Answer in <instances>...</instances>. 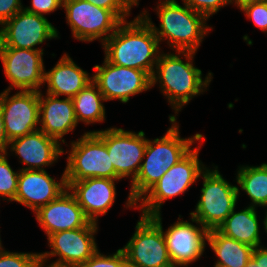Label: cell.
Returning <instances> with one entry per match:
<instances>
[{
	"instance_id": "23",
	"label": "cell",
	"mask_w": 267,
	"mask_h": 267,
	"mask_svg": "<svg viewBox=\"0 0 267 267\" xmlns=\"http://www.w3.org/2000/svg\"><path fill=\"white\" fill-rule=\"evenodd\" d=\"M259 228L256 208L248 206L238 212L234 209L217 230L227 237L256 248L261 246Z\"/></svg>"
},
{
	"instance_id": "7",
	"label": "cell",
	"mask_w": 267,
	"mask_h": 267,
	"mask_svg": "<svg viewBox=\"0 0 267 267\" xmlns=\"http://www.w3.org/2000/svg\"><path fill=\"white\" fill-rule=\"evenodd\" d=\"M64 171L66 182L88 178L116 180L106 144L95 131L85 132L77 141H72Z\"/></svg>"
},
{
	"instance_id": "17",
	"label": "cell",
	"mask_w": 267,
	"mask_h": 267,
	"mask_svg": "<svg viewBox=\"0 0 267 267\" xmlns=\"http://www.w3.org/2000/svg\"><path fill=\"white\" fill-rule=\"evenodd\" d=\"M55 180L45 170H20L13 201L23 204L35 213L68 189L65 171L60 182Z\"/></svg>"
},
{
	"instance_id": "2",
	"label": "cell",
	"mask_w": 267,
	"mask_h": 267,
	"mask_svg": "<svg viewBox=\"0 0 267 267\" xmlns=\"http://www.w3.org/2000/svg\"><path fill=\"white\" fill-rule=\"evenodd\" d=\"M102 45L110 63L140 69L150 76L161 53L157 36L140 14L130 22L123 21Z\"/></svg>"
},
{
	"instance_id": "1",
	"label": "cell",
	"mask_w": 267,
	"mask_h": 267,
	"mask_svg": "<svg viewBox=\"0 0 267 267\" xmlns=\"http://www.w3.org/2000/svg\"><path fill=\"white\" fill-rule=\"evenodd\" d=\"M177 119H169L172 126L166 134L154 140L147 139L144 158L135 180L131 183L126 208L135 207L137 201L176 163L192 149L195 141L205 140L202 134L181 138ZM178 124V125H177ZM192 147V148H191ZM145 157H147L145 159Z\"/></svg>"
},
{
	"instance_id": "13",
	"label": "cell",
	"mask_w": 267,
	"mask_h": 267,
	"mask_svg": "<svg viewBox=\"0 0 267 267\" xmlns=\"http://www.w3.org/2000/svg\"><path fill=\"white\" fill-rule=\"evenodd\" d=\"M0 27V47L43 51L35 46L47 39L59 37L57 29L45 16L28 12L24 8Z\"/></svg>"
},
{
	"instance_id": "10",
	"label": "cell",
	"mask_w": 267,
	"mask_h": 267,
	"mask_svg": "<svg viewBox=\"0 0 267 267\" xmlns=\"http://www.w3.org/2000/svg\"><path fill=\"white\" fill-rule=\"evenodd\" d=\"M97 223L89 222L85 227L55 232L47 237L50 252L39 253L40 261L46 263L50 257L59 258L49 265L57 267H78L85 263L97 251L94 234Z\"/></svg>"
},
{
	"instance_id": "34",
	"label": "cell",
	"mask_w": 267,
	"mask_h": 267,
	"mask_svg": "<svg viewBox=\"0 0 267 267\" xmlns=\"http://www.w3.org/2000/svg\"><path fill=\"white\" fill-rule=\"evenodd\" d=\"M23 9L21 0H0V25Z\"/></svg>"
},
{
	"instance_id": "19",
	"label": "cell",
	"mask_w": 267,
	"mask_h": 267,
	"mask_svg": "<svg viewBox=\"0 0 267 267\" xmlns=\"http://www.w3.org/2000/svg\"><path fill=\"white\" fill-rule=\"evenodd\" d=\"M9 148L19 156L20 163L28 166L20 170H45L46 166L57 162L64 153L61 143L41 130L11 140L8 144Z\"/></svg>"
},
{
	"instance_id": "21",
	"label": "cell",
	"mask_w": 267,
	"mask_h": 267,
	"mask_svg": "<svg viewBox=\"0 0 267 267\" xmlns=\"http://www.w3.org/2000/svg\"><path fill=\"white\" fill-rule=\"evenodd\" d=\"M39 91V130L65 143L64 135L73 131L78 122L75 116L72 98L59 99L46 93V97ZM41 118V119H40ZM63 138V139H62Z\"/></svg>"
},
{
	"instance_id": "37",
	"label": "cell",
	"mask_w": 267,
	"mask_h": 267,
	"mask_svg": "<svg viewBox=\"0 0 267 267\" xmlns=\"http://www.w3.org/2000/svg\"><path fill=\"white\" fill-rule=\"evenodd\" d=\"M262 1H265V0H231V2L235 3V5L239 8L249 3L262 2Z\"/></svg>"
},
{
	"instance_id": "14",
	"label": "cell",
	"mask_w": 267,
	"mask_h": 267,
	"mask_svg": "<svg viewBox=\"0 0 267 267\" xmlns=\"http://www.w3.org/2000/svg\"><path fill=\"white\" fill-rule=\"evenodd\" d=\"M43 54L41 50L0 47L4 73L11 83L5 90L40 91L45 74Z\"/></svg>"
},
{
	"instance_id": "16",
	"label": "cell",
	"mask_w": 267,
	"mask_h": 267,
	"mask_svg": "<svg viewBox=\"0 0 267 267\" xmlns=\"http://www.w3.org/2000/svg\"><path fill=\"white\" fill-rule=\"evenodd\" d=\"M180 218L179 215V221L163 231V235L173 266L188 267L203 255L209 230L193 217L191 221L197 223V226L188 221H180Z\"/></svg>"
},
{
	"instance_id": "20",
	"label": "cell",
	"mask_w": 267,
	"mask_h": 267,
	"mask_svg": "<svg viewBox=\"0 0 267 267\" xmlns=\"http://www.w3.org/2000/svg\"><path fill=\"white\" fill-rule=\"evenodd\" d=\"M115 181L107 178H88L76 182H66L86 217L94 223L100 215H105L116 198Z\"/></svg>"
},
{
	"instance_id": "35",
	"label": "cell",
	"mask_w": 267,
	"mask_h": 267,
	"mask_svg": "<svg viewBox=\"0 0 267 267\" xmlns=\"http://www.w3.org/2000/svg\"><path fill=\"white\" fill-rule=\"evenodd\" d=\"M245 267H267V248L262 245L254 248L252 258Z\"/></svg>"
},
{
	"instance_id": "41",
	"label": "cell",
	"mask_w": 267,
	"mask_h": 267,
	"mask_svg": "<svg viewBox=\"0 0 267 267\" xmlns=\"http://www.w3.org/2000/svg\"><path fill=\"white\" fill-rule=\"evenodd\" d=\"M3 246H2V243H1V238H0V252L3 250Z\"/></svg>"
},
{
	"instance_id": "31",
	"label": "cell",
	"mask_w": 267,
	"mask_h": 267,
	"mask_svg": "<svg viewBox=\"0 0 267 267\" xmlns=\"http://www.w3.org/2000/svg\"><path fill=\"white\" fill-rule=\"evenodd\" d=\"M182 4H186L195 12L201 13L208 19L217 13L220 8L232 4L231 0H182Z\"/></svg>"
},
{
	"instance_id": "24",
	"label": "cell",
	"mask_w": 267,
	"mask_h": 267,
	"mask_svg": "<svg viewBox=\"0 0 267 267\" xmlns=\"http://www.w3.org/2000/svg\"><path fill=\"white\" fill-rule=\"evenodd\" d=\"M207 242L218 257L215 267H245L254 251L252 246L227 237L217 229L209 230Z\"/></svg>"
},
{
	"instance_id": "36",
	"label": "cell",
	"mask_w": 267,
	"mask_h": 267,
	"mask_svg": "<svg viewBox=\"0 0 267 267\" xmlns=\"http://www.w3.org/2000/svg\"><path fill=\"white\" fill-rule=\"evenodd\" d=\"M8 144L9 142L5 134L3 115L0 107V154L7 153Z\"/></svg>"
},
{
	"instance_id": "15",
	"label": "cell",
	"mask_w": 267,
	"mask_h": 267,
	"mask_svg": "<svg viewBox=\"0 0 267 267\" xmlns=\"http://www.w3.org/2000/svg\"><path fill=\"white\" fill-rule=\"evenodd\" d=\"M10 90L0 93V107L8 142L39 130V91Z\"/></svg>"
},
{
	"instance_id": "39",
	"label": "cell",
	"mask_w": 267,
	"mask_h": 267,
	"mask_svg": "<svg viewBox=\"0 0 267 267\" xmlns=\"http://www.w3.org/2000/svg\"><path fill=\"white\" fill-rule=\"evenodd\" d=\"M265 215H266V217L264 218L263 225H264V229H265V231L267 233V211H266Z\"/></svg>"
},
{
	"instance_id": "22",
	"label": "cell",
	"mask_w": 267,
	"mask_h": 267,
	"mask_svg": "<svg viewBox=\"0 0 267 267\" xmlns=\"http://www.w3.org/2000/svg\"><path fill=\"white\" fill-rule=\"evenodd\" d=\"M91 81L89 73L80 68L67 53L44 74L46 93L57 97L64 95L73 98Z\"/></svg>"
},
{
	"instance_id": "6",
	"label": "cell",
	"mask_w": 267,
	"mask_h": 267,
	"mask_svg": "<svg viewBox=\"0 0 267 267\" xmlns=\"http://www.w3.org/2000/svg\"><path fill=\"white\" fill-rule=\"evenodd\" d=\"M200 176L203 178L200 200L190 215L206 229H217L236 208L240 189L225 180L217 166L213 170L206 168Z\"/></svg>"
},
{
	"instance_id": "26",
	"label": "cell",
	"mask_w": 267,
	"mask_h": 267,
	"mask_svg": "<svg viewBox=\"0 0 267 267\" xmlns=\"http://www.w3.org/2000/svg\"><path fill=\"white\" fill-rule=\"evenodd\" d=\"M236 182L252 201L251 207H267V163L239 166Z\"/></svg>"
},
{
	"instance_id": "9",
	"label": "cell",
	"mask_w": 267,
	"mask_h": 267,
	"mask_svg": "<svg viewBox=\"0 0 267 267\" xmlns=\"http://www.w3.org/2000/svg\"><path fill=\"white\" fill-rule=\"evenodd\" d=\"M62 8L65 9L66 22L73 37L79 41L92 42L99 39L103 44L122 23L111 10L84 0H63Z\"/></svg>"
},
{
	"instance_id": "25",
	"label": "cell",
	"mask_w": 267,
	"mask_h": 267,
	"mask_svg": "<svg viewBox=\"0 0 267 267\" xmlns=\"http://www.w3.org/2000/svg\"><path fill=\"white\" fill-rule=\"evenodd\" d=\"M104 101L106 100L103 94L92 80L72 98L77 122L81 121L87 125L103 122L106 113Z\"/></svg>"
},
{
	"instance_id": "29",
	"label": "cell",
	"mask_w": 267,
	"mask_h": 267,
	"mask_svg": "<svg viewBox=\"0 0 267 267\" xmlns=\"http://www.w3.org/2000/svg\"><path fill=\"white\" fill-rule=\"evenodd\" d=\"M78 267H128L127 260L122 248L111 255H104L99 250L90 257L85 263Z\"/></svg>"
},
{
	"instance_id": "38",
	"label": "cell",
	"mask_w": 267,
	"mask_h": 267,
	"mask_svg": "<svg viewBox=\"0 0 267 267\" xmlns=\"http://www.w3.org/2000/svg\"><path fill=\"white\" fill-rule=\"evenodd\" d=\"M45 265H46V263L39 261L37 263L36 267H45ZM46 267H57V266H52V265L48 264V265H46Z\"/></svg>"
},
{
	"instance_id": "40",
	"label": "cell",
	"mask_w": 267,
	"mask_h": 267,
	"mask_svg": "<svg viewBox=\"0 0 267 267\" xmlns=\"http://www.w3.org/2000/svg\"><path fill=\"white\" fill-rule=\"evenodd\" d=\"M131 3L135 6L139 5V0H130Z\"/></svg>"
},
{
	"instance_id": "12",
	"label": "cell",
	"mask_w": 267,
	"mask_h": 267,
	"mask_svg": "<svg viewBox=\"0 0 267 267\" xmlns=\"http://www.w3.org/2000/svg\"><path fill=\"white\" fill-rule=\"evenodd\" d=\"M103 65H95L92 80L106 101L118 99L127 103L134 96L151 88V76L140 69L110 63L104 58Z\"/></svg>"
},
{
	"instance_id": "18",
	"label": "cell",
	"mask_w": 267,
	"mask_h": 267,
	"mask_svg": "<svg viewBox=\"0 0 267 267\" xmlns=\"http://www.w3.org/2000/svg\"><path fill=\"white\" fill-rule=\"evenodd\" d=\"M35 215L47 237L55 232L85 227L90 222L69 189L40 207Z\"/></svg>"
},
{
	"instance_id": "11",
	"label": "cell",
	"mask_w": 267,
	"mask_h": 267,
	"mask_svg": "<svg viewBox=\"0 0 267 267\" xmlns=\"http://www.w3.org/2000/svg\"><path fill=\"white\" fill-rule=\"evenodd\" d=\"M106 144L108 155L116 172V180L132 177L131 183L139 173L147 139L143 131L138 133L122 128H107L95 131Z\"/></svg>"
},
{
	"instance_id": "8",
	"label": "cell",
	"mask_w": 267,
	"mask_h": 267,
	"mask_svg": "<svg viewBox=\"0 0 267 267\" xmlns=\"http://www.w3.org/2000/svg\"><path fill=\"white\" fill-rule=\"evenodd\" d=\"M122 250L128 267H174L163 235L161 213L151 217L141 215Z\"/></svg>"
},
{
	"instance_id": "5",
	"label": "cell",
	"mask_w": 267,
	"mask_h": 267,
	"mask_svg": "<svg viewBox=\"0 0 267 267\" xmlns=\"http://www.w3.org/2000/svg\"><path fill=\"white\" fill-rule=\"evenodd\" d=\"M199 149V146L193 148L137 201L135 209L140 208L142 216L160 214L164 201L185 193L201 177V173L207 167L198 158Z\"/></svg>"
},
{
	"instance_id": "32",
	"label": "cell",
	"mask_w": 267,
	"mask_h": 267,
	"mask_svg": "<svg viewBox=\"0 0 267 267\" xmlns=\"http://www.w3.org/2000/svg\"><path fill=\"white\" fill-rule=\"evenodd\" d=\"M103 9L111 10L122 22L130 15L134 6L130 0H84Z\"/></svg>"
},
{
	"instance_id": "27",
	"label": "cell",
	"mask_w": 267,
	"mask_h": 267,
	"mask_svg": "<svg viewBox=\"0 0 267 267\" xmlns=\"http://www.w3.org/2000/svg\"><path fill=\"white\" fill-rule=\"evenodd\" d=\"M7 153L0 154V198L13 201L16 196L19 171H13L8 163Z\"/></svg>"
},
{
	"instance_id": "4",
	"label": "cell",
	"mask_w": 267,
	"mask_h": 267,
	"mask_svg": "<svg viewBox=\"0 0 267 267\" xmlns=\"http://www.w3.org/2000/svg\"><path fill=\"white\" fill-rule=\"evenodd\" d=\"M183 5L176 0H160L155 9L160 19V29L152 23L148 11L144 10L140 15L151 25L159 43L167 39L172 50L197 52L205 35L213 28L207 26L206 16Z\"/></svg>"
},
{
	"instance_id": "30",
	"label": "cell",
	"mask_w": 267,
	"mask_h": 267,
	"mask_svg": "<svg viewBox=\"0 0 267 267\" xmlns=\"http://www.w3.org/2000/svg\"><path fill=\"white\" fill-rule=\"evenodd\" d=\"M247 18L252 19L254 25L267 33V0L249 3L240 8Z\"/></svg>"
},
{
	"instance_id": "33",
	"label": "cell",
	"mask_w": 267,
	"mask_h": 267,
	"mask_svg": "<svg viewBox=\"0 0 267 267\" xmlns=\"http://www.w3.org/2000/svg\"><path fill=\"white\" fill-rule=\"evenodd\" d=\"M63 0H31V7H23L26 11L44 16L62 7Z\"/></svg>"
},
{
	"instance_id": "28",
	"label": "cell",
	"mask_w": 267,
	"mask_h": 267,
	"mask_svg": "<svg viewBox=\"0 0 267 267\" xmlns=\"http://www.w3.org/2000/svg\"><path fill=\"white\" fill-rule=\"evenodd\" d=\"M39 261V253L0 252V267H36Z\"/></svg>"
},
{
	"instance_id": "3",
	"label": "cell",
	"mask_w": 267,
	"mask_h": 267,
	"mask_svg": "<svg viewBox=\"0 0 267 267\" xmlns=\"http://www.w3.org/2000/svg\"><path fill=\"white\" fill-rule=\"evenodd\" d=\"M175 53H160L154 72L151 76V87L157 82L160 83L161 91L166 96L175 115H169V119H177L176 114L193 97L206 91L212 80V73L209 72L205 79H202V71L193 64V57L196 52L176 51ZM186 58L182 61L180 55Z\"/></svg>"
}]
</instances>
